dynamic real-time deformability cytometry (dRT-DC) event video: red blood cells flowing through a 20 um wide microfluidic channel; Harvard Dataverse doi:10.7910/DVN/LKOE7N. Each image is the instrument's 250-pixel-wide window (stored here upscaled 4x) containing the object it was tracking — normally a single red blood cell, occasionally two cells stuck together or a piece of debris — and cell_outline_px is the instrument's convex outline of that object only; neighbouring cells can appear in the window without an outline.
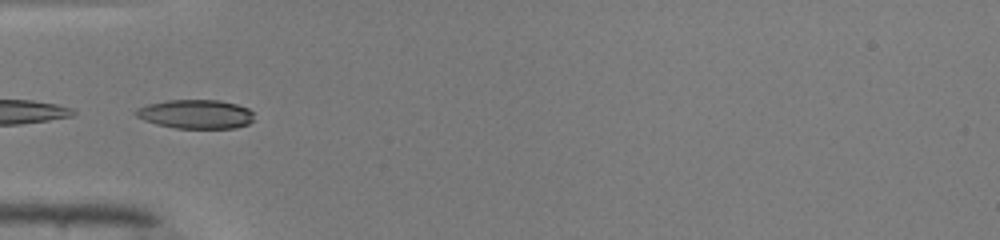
{"species": "common noctule bat (a hibernating species)", "species_latin": "Nyctalus noctula", "temperature_condition": "warm", "stored_images_in_passage": 6, "camera_frame_rate_fps": 3000, "um_per_image_px": 0.085, "animal": {"sex": "male", "body_mass_g": 19.0, "forearm_length_mm": 50.8}, "frame": {"image": 1, "passage_image": 1, "time_ms": 0.0, "image_size_px": [1000, 240], "cell_outline_px": [[252, 120], [248, 124], [236, 128], [176, 128], [156, 124], [144, 120], [136, 116], [132, 112], [136, 108], [148, 104], [168, 100], [220, 100], [236, 104], [248, 108], [252, 112]], "centroid_in_image_um": [16.61, 9.7], "position_along_channel_um": 68.4, "area_um2": 20.0}}
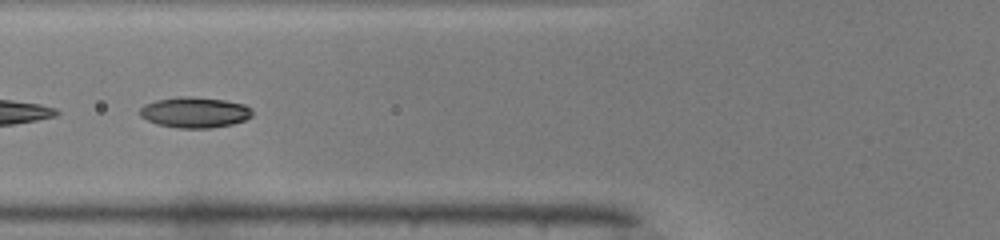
{"frame": {"image": 2, "passage_image": 4, "time_ms": 1.0, "image_size_px": [1000, 240], "cell_outline_px": [[252, 116], [244, 120], [232, 124], [212, 128], [180, 128], [160, 124], [148, 120], [140, 116], [140, 108], [144, 104], [156, 100], [176, 96], [188, 96], [224, 100], [244, 104], [252, 108]], "centroid_in_image_um": [16.56, 9.54], "position_along_channel_um": 109.2, "area_um2": 20.06}}